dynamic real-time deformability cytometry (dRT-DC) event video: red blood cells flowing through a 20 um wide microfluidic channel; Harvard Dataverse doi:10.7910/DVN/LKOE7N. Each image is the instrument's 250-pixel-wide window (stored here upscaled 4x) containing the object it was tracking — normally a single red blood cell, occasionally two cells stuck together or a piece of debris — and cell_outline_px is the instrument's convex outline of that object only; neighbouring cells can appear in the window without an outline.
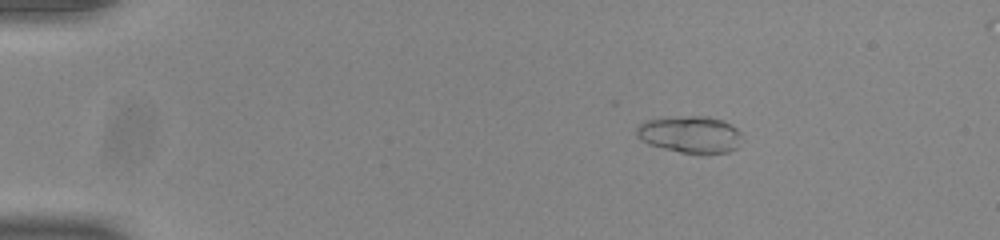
{"species": "common noctule bat (a hibernating species)", "species_latin": "Nyctalus noctula", "temperature_condition": "room temperature", "stored_images_in_passage": 53, "camera_frame_rate_fps": 3000, "um_per_image_px": 0.085, "animal": {"sex": "male", "body_mass_g": 20.0, "forearm_length_mm": 53.3}, "frame": {"image": 1, "passage_image": 9, "time_ms": 2.667, "image_size_px": [1000, 240], "cell_outline_px": [[740, 132], [736, 148], [728, 152], [680, 152], [648, 144], [636, 132], [636, 128], [640, 124], [648, 120], [688, 116], [708, 116], [724, 120], [736, 128]], "centroid_in_image_um": [58.67, 11.4], "position_along_channel_um": 26.3, "area_um2": 21.91}}
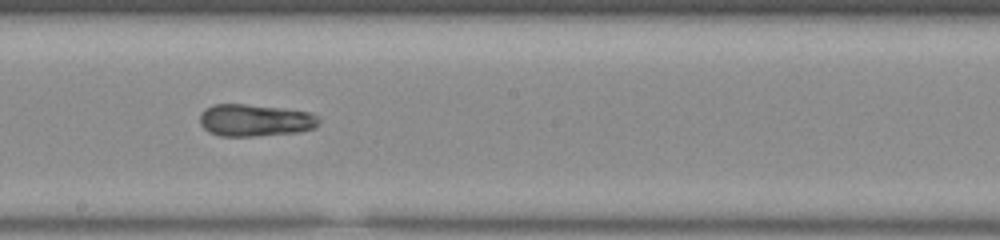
{"frame": {"image": 2, "passage_image": 31, "time_ms": 10.0, "image_size_px": [1000, 240], "cell_outline_px": [[320, 120], [316, 128], [296, 132], [252, 136], [220, 136], [208, 132], [200, 124], [200, 112], [204, 108], [212, 104], [244, 104], [280, 108], [312, 112], [320, 116]], "centroid_in_image_um": [21.67, 10.21], "position_along_channel_um": 226.5, "area_um2": 22.48}}
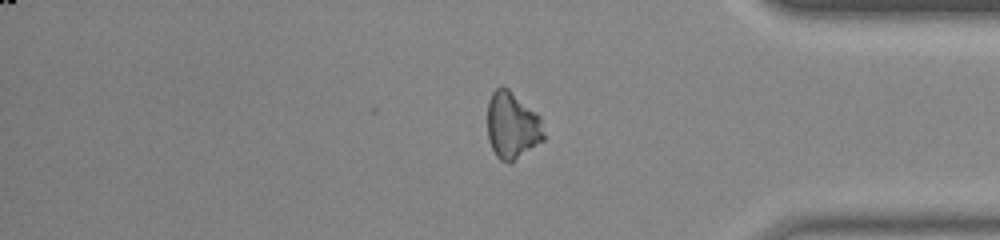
{"frame": {"image": 3, "passage_image": 45, "time_ms": 14.667, "image_size_px": [1000, 240], "cell_outline_px": [[544, 140], [508, 164], [500, 160], [496, 156], [488, 140], [488, 100], [492, 92], [496, 88], [508, 88], [536, 112], [540, 116], [544, 136]], "centroid_in_image_um": [43.52, 10.67], "position_along_channel_um": 391.7, "area_um2": 21.85}, "authors_computed_cell_mechanics": {"area_um2": 22.542, "velocity_mm_per_s": 3.905, "shape_relaxation_time_tau1_ms": null, "shape_relaxation_time_tau2_ms": 1.9431, "deformation_change_tau1": null, "deformation_change_tau2": 0.068}}